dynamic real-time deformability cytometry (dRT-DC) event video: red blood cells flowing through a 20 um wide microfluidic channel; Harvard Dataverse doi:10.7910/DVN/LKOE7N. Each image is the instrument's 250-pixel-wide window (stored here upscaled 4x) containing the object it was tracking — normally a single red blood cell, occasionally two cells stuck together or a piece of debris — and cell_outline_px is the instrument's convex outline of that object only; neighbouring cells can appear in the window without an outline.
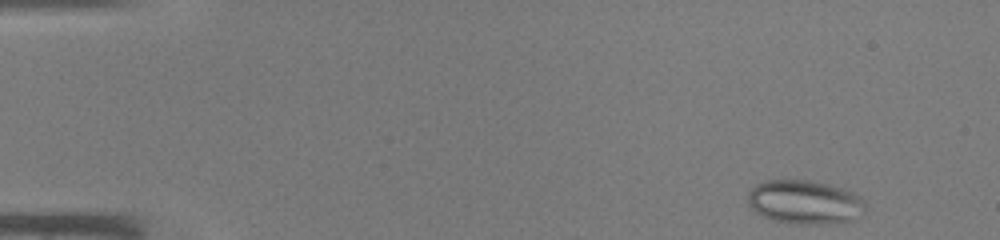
{"species": "common noctule bat (a hibernating species)", "species_latin": "Nyctalus noctula", "temperature_condition": "warm", "stored_images_in_passage": 42, "camera_frame_rate_fps": 3000, "um_per_image_px": 0.085, "animal": {"sex": "male", "body_mass_g": 19.0, "forearm_length_mm": 50.8}, "frame": {"image": 1, "passage_image": 1, "time_ms": 0.0, "image_size_px": [1000, 240], "cell_outline_px": [[864, 212], [860, 216], [852, 220], [820, 224], [796, 224], [776, 220], [764, 216], [756, 212], [748, 204], [748, 192], [756, 184], [768, 180], [808, 180], [828, 184], [852, 192], [860, 196], [864, 204]], "centroid_in_image_um": [68.39, 17.18], "position_along_channel_um": 16.6, "area_um2": 29.77}}
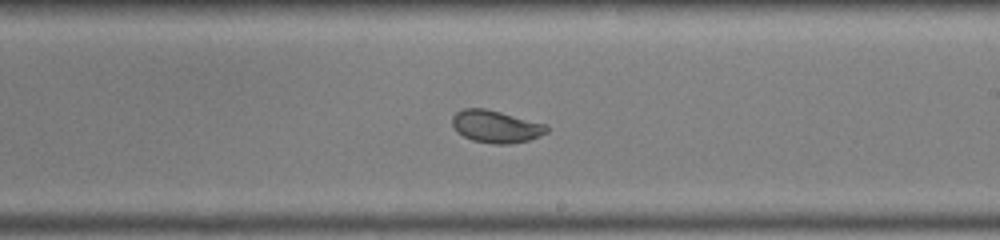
{"frame": {"image": 2, "passage_image": 24, "time_ms": 7.667, "image_size_px": [1000, 240], "cell_outline_px": [[548, 132], [528, 140], [508, 144], [492, 144], [472, 140], [456, 132], [452, 124], [452, 116], [456, 112], [464, 108], [484, 108], [500, 112], [544, 124], [548, 128]], "centroid_in_image_um": [42.1, 10.76], "position_along_channel_um": 246.9, "area_um2": 17.63}}
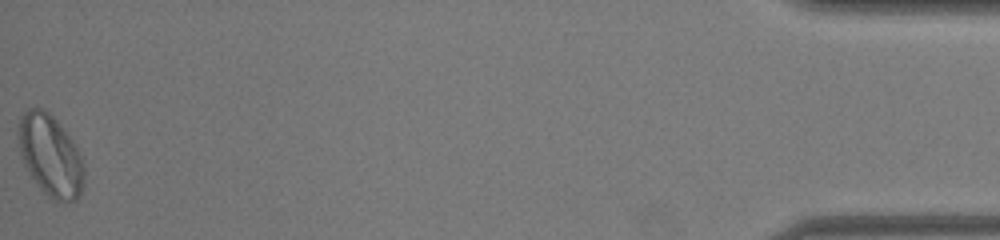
{"frame": {"image": 3, "passage_image": 42, "time_ms": 13.667, "image_size_px": [1000, 240], "cell_outline_px": [[84, 184], [76, 200], [52, 200], [40, 188], [24, 164], [20, 156], [16, 136], [16, 132], [20, 116], [28, 108], [40, 108], [48, 112], [56, 120], [68, 136], [76, 148], [84, 164]], "centroid_in_image_um": [4.24, 13.2], "position_along_channel_um": 431.0, "area_um2": 30.98}}